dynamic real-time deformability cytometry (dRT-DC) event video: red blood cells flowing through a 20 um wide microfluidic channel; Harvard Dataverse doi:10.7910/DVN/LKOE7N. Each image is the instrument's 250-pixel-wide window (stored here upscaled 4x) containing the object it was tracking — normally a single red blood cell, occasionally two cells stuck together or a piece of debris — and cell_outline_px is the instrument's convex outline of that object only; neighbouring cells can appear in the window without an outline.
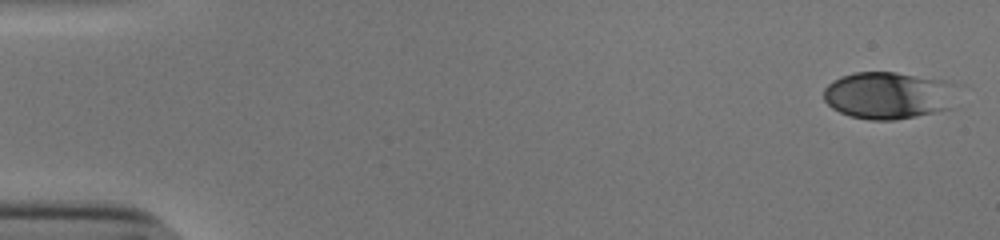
{"species": "human", "species_latin": "Homo sapiens", "temperature_condition": "cold", "stored_images_in_passage": 53, "camera_frame_rate_fps": 3000, "um_per_image_px": 0.085, "donor": {"sex": "male"}, "frame": {"image": 1, "passage_image": 1, "time_ms": 0.0, "image_size_px": [1000, 240], "cell_outline_px": [[964, 84], [952, 108], [916, 116], [896, 120], [868, 120], [848, 116], [832, 108], [824, 100], [824, 88], [828, 84], [840, 76], [856, 72], [896, 72], [944, 80]], "centroid_in_image_um": [75.63, 8.1], "position_along_channel_um": 9.4, "area_um2": 37.8}}
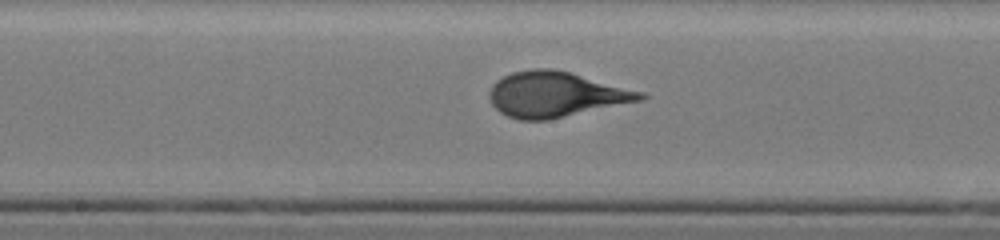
{"frame": {"image": 2, "passage_image": 28, "time_ms": 9.0, "image_size_px": [1000, 240], "cell_outline_px": [[648, 96], [640, 100], [548, 120], [520, 120], [508, 116], [500, 112], [492, 104], [488, 96], [488, 92], [492, 84], [496, 80], [512, 72], [532, 68], [552, 68], [568, 72], [644, 92]], "centroid_in_image_um": [47.18, 8.02], "position_along_channel_um": 201.0, "area_um2": 39.54}}
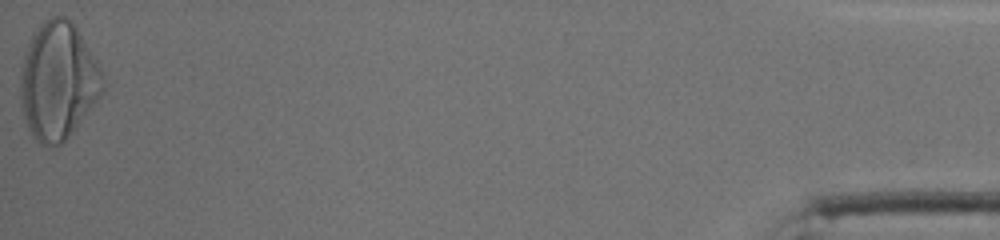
{"frame": {"image": 3, "passage_image": 53, "time_ms": 17.333, "image_size_px": [1000, 240], "cell_outline_px": [[104, 92], [72, 132], [60, 144], [48, 148], [40, 144], [32, 136], [28, 128], [24, 116], [20, 96], [20, 76], [24, 56], [32, 36], [40, 24], [44, 20], [52, 16], [64, 16], [76, 28], [96, 60], [104, 76]], "centroid_in_image_um": [4.94, 6.92], "position_along_channel_um": 430.3, "area_um2": 55.89}}